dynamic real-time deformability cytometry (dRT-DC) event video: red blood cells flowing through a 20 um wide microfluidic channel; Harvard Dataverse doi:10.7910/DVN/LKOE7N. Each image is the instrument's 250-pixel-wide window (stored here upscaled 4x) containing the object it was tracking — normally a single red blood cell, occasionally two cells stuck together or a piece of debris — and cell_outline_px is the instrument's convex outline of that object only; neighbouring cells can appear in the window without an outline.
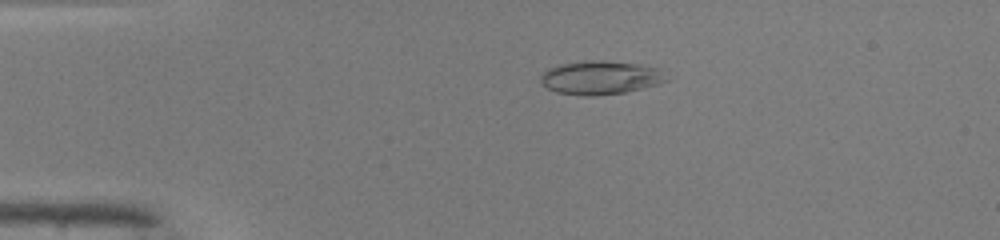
{"species": "common noctule bat (a hibernating species)", "species_latin": "Nyctalus noctula", "temperature_condition": "warm", "stored_images_in_passage": 47, "camera_frame_rate_fps": 3000, "um_per_image_px": 0.085, "animal": {"sex": "male", "body_mass_g": 19.0, "forearm_length_mm": 50.8}, "frame": {"image": 1, "passage_image": 8, "time_ms": 2.333, "image_size_px": [1000, 240], "cell_outline_px": [[668, 80], [660, 84], [624, 92], [592, 96], [584, 96], [556, 92], [540, 84], [540, 76], [548, 68], [560, 64], [584, 60], [604, 60], [640, 64], [660, 68]], "centroid_in_image_um": [51.03, 6.59], "position_along_channel_um": 34.0, "area_um2": 24.85}}
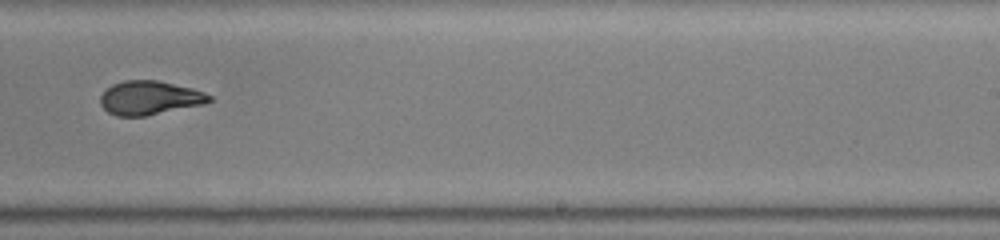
{"frame": {"image": 2, "passage_image": 29, "time_ms": 9.333, "image_size_px": [1000, 240], "cell_outline_px": [[212, 100], [204, 104], [144, 116], [116, 116], [108, 112], [100, 104], [100, 96], [112, 84], [124, 80], [160, 80], [192, 88], [204, 92], [212, 96]], "centroid_in_image_um": [12.72, 8.31], "position_along_channel_um": 276.3, "area_um2": 21.5}}
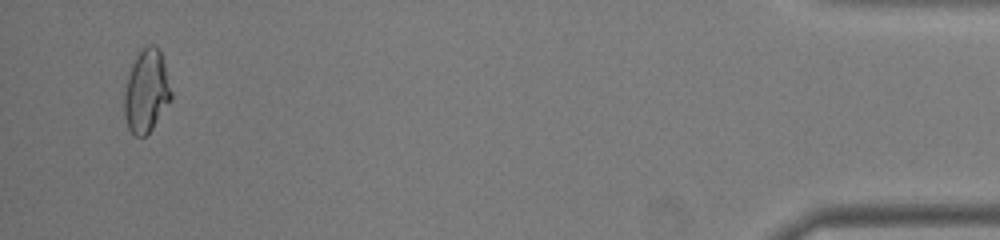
{"frame": {"image": 3, "passage_image": 45, "time_ms": 14.667, "image_size_px": [1000, 240], "cell_outline_px": [[172, 100], [152, 128], [144, 136], [132, 136], [128, 128], [124, 116], [124, 92], [128, 76], [132, 64], [140, 48], [148, 44], [152, 44], [160, 48], [172, 92]], "centroid_in_image_um": [12.44, 7.73], "position_along_channel_um": 422.8, "area_um2": 22.89}, "authors_computed_cell_mechanics": {"area_um2": 22.3108, "velocity_mm_per_s": 4.1614, "shape_relaxation_time_tau1_ms": null, "shape_relaxation_time_tau2_ms": 0.9868, "deformation_change_tau1": null, "deformation_change_tau2": 0.0595}}